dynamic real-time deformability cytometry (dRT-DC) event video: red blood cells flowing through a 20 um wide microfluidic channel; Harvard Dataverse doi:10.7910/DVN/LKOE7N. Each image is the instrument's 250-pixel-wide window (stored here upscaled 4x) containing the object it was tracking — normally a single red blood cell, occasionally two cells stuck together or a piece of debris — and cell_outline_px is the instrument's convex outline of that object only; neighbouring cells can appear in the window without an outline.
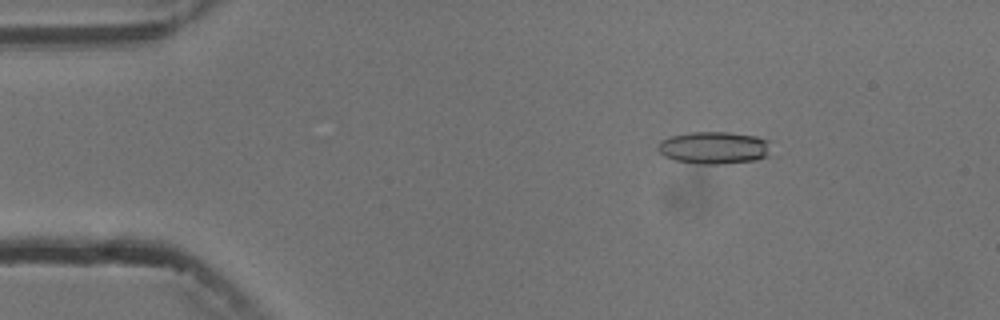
{"species": "common noctule bat (a hibernating species)", "species_latin": "Nyctalus noctula", "temperature_condition": "cold", "stored_images_in_passage": 4, "camera_frame_rate_fps": 3000, "um_per_image_px": 0.085, "animal": {"sex": "male", "body_mass_g": 13.3}, "frame": {"image": 1, "passage_image": 2, "time_ms": 1.0, "image_size_px": [1000, 320], "cell_outline_px": [[768, 156], [756, 160], [724, 164], [696, 164], [676, 160], [664, 156], [656, 148], [660, 140], [672, 136], [688, 132], [728, 132], [756, 136], [768, 140]], "centroid_in_image_um": [60.66, 12.56], "position_along_channel_um": 24.3, "area_um2": 21.39}}